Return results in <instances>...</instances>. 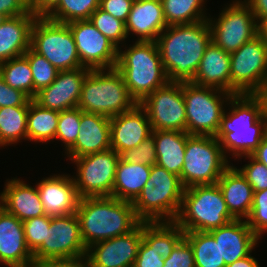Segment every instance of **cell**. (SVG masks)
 Segmentation results:
<instances>
[{"mask_svg": "<svg viewBox=\"0 0 267 267\" xmlns=\"http://www.w3.org/2000/svg\"><path fill=\"white\" fill-rule=\"evenodd\" d=\"M210 42L208 20L167 26L156 43L169 82H191Z\"/></svg>", "mask_w": 267, "mask_h": 267, "instance_id": "cell-1", "label": "cell"}, {"mask_svg": "<svg viewBox=\"0 0 267 267\" xmlns=\"http://www.w3.org/2000/svg\"><path fill=\"white\" fill-rule=\"evenodd\" d=\"M227 105L215 137L227 158L229 152L236 159L251 155L267 135L261 105L252 94L233 95Z\"/></svg>", "mask_w": 267, "mask_h": 267, "instance_id": "cell-2", "label": "cell"}, {"mask_svg": "<svg viewBox=\"0 0 267 267\" xmlns=\"http://www.w3.org/2000/svg\"><path fill=\"white\" fill-rule=\"evenodd\" d=\"M76 214L87 248L99 241L128 234L142 222L132 202L112 196L82 197Z\"/></svg>", "mask_w": 267, "mask_h": 267, "instance_id": "cell-3", "label": "cell"}, {"mask_svg": "<svg viewBox=\"0 0 267 267\" xmlns=\"http://www.w3.org/2000/svg\"><path fill=\"white\" fill-rule=\"evenodd\" d=\"M124 51L118 49L116 69L122 74L130 96L141 103L169 80L156 41H135Z\"/></svg>", "mask_w": 267, "mask_h": 267, "instance_id": "cell-4", "label": "cell"}, {"mask_svg": "<svg viewBox=\"0 0 267 267\" xmlns=\"http://www.w3.org/2000/svg\"><path fill=\"white\" fill-rule=\"evenodd\" d=\"M184 189L179 176L153 165L149 180L132 202L136 216L142 222L175 221Z\"/></svg>", "mask_w": 267, "mask_h": 267, "instance_id": "cell-5", "label": "cell"}, {"mask_svg": "<svg viewBox=\"0 0 267 267\" xmlns=\"http://www.w3.org/2000/svg\"><path fill=\"white\" fill-rule=\"evenodd\" d=\"M136 104L122 74L116 68H111L89 70L82 84L77 107L85 113L111 118L131 110Z\"/></svg>", "mask_w": 267, "mask_h": 267, "instance_id": "cell-6", "label": "cell"}, {"mask_svg": "<svg viewBox=\"0 0 267 267\" xmlns=\"http://www.w3.org/2000/svg\"><path fill=\"white\" fill-rule=\"evenodd\" d=\"M235 220L226 206L217 183L194 185L184 189L175 222L184 230L210 231Z\"/></svg>", "mask_w": 267, "mask_h": 267, "instance_id": "cell-7", "label": "cell"}, {"mask_svg": "<svg viewBox=\"0 0 267 267\" xmlns=\"http://www.w3.org/2000/svg\"><path fill=\"white\" fill-rule=\"evenodd\" d=\"M215 136L189 135L180 180L184 188L215 184L231 165Z\"/></svg>", "mask_w": 267, "mask_h": 267, "instance_id": "cell-8", "label": "cell"}, {"mask_svg": "<svg viewBox=\"0 0 267 267\" xmlns=\"http://www.w3.org/2000/svg\"><path fill=\"white\" fill-rule=\"evenodd\" d=\"M232 96L221 89L183 82L186 133L216 136L225 111V102L228 103Z\"/></svg>", "mask_w": 267, "mask_h": 267, "instance_id": "cell-9", "label": "cell"}, {"mask_svg": "<svg viewBox=\"0 0 267 267\" xmlns=\"http://www.w3.org/2000/svg\"><path fill=\"white\" fill-rule=\"evenodd\" d=\"M30 47L59 71L82 67L68 24L37 17L31 28Z\"/></svg>", "mask_w": 267, "mask_h": 267, "instance_id": "cell-10", "label": "cell"}, {"mask_svg": "<svg viewBox=\"0 0 267 267\" xmlns=\"http://www.w3.org/2000/svg\"><path fill=\"white\" fill-rule=\"evenodd\" d=\"M218 19L208 18L211 41L227 53H233L258 35V23L251 8L235 0L221 10Z\"/></svg>", "mask_w": 267, "mask_h": 267, "instance_id": "cell-11", "label": "cell"}, {"mask_svg": "<svg viewBox=\"0 0 267 267\" xmlns=\"http://www.w3.org/2000/svg\"><path fill=\"white\" fill-rule=\"evenodd\" d=\"M119 159L120 155L114 149L72 159L77 166L73 179L79 197H113Z\"/></svg>", "mask_w": 267, "mask_h": 267, "instance_id": "cell-12", "label": "cell"}, {"mask_svg": "<svg viewBox=\"0 0 267 267\" xmlns=\"http://www.w3.org/2000/svg\"><path fill=\"white\" fill-rule=\"evenodd\" d=\"M88 248L81 236L80 222L76 213L51 217L46 239L33 252L35 264L86 256Z\"/></svg>", "mask_w": 267, "mask_h": 267, "instance_id": "cell-13", "label": "cell"}, {"mask_svg": "<svg viewBox=\"0 0 267 267\" xmlns=\"http://www.w3.org/2000/svg\"><path fill=\"white\" fill-rule=\"evenodd\" d=\"M267 76V44L257 35L230 54L231 94H253Z\"/></svg>", "mask_w": 267, "mask_h": 267, "instance_id": "cell-14", "label": "cell"}, {"mask_svg": "<svg viewBox=\"0 0 267 267\" xmlns=\"http://www.w3.org/2000/svg\"><path fill=\"white\" fill-rule=\"evenodd\" d=\"M139 104L147 112L152 131L186 132L183 82H168Z\"/></svg>", "mask_w": 267, "mask_h": 267, "instance_id": "cell-15", "label": "cell"}, {"mask_svg": "<svg viewBox=\"0 0 267 267\" xmlns=\"http://www.w3.org/2000/svg\"><path fill=\"white\" fill-rule=\"evenodd\" d=\"M82 67L89 70L116 68L118 48L90 20L68 23Z\"/></svg>", "mask_w": 267, "mask_h": 267, "instance_id": "cell-16", "label": "cell"}, {"mask_svg": "<svg viewBox=\"0 0 267 267\" xmlns=\"http://www.w3.org/2000/svg\"><path fill=\"white\" fill-rule=\"evenodd\" d=\"M142 241V222L131 232L88 247L90 267H133Z\"/></svg>", "mask_w": 267, "mask_h": 267, "instance_id": "cell-17", "label": "cell"}, {"mask_svg": "<svg viewBox=\"0 0 267 267\" xmlns=\"http://www.w3.org/2000/svg\"><path fill=\"white\" fill-rule=\"evenodd\" d=\"M88 72L85 67L59 71L55 80L39 90L33 100L41 107L59 112L77 108Z\"/></svg>", "mask_w": 267, "mask_h": 267, "instance_id": "cell-18", "label": "cell"}, {"mask_svg": "<svg viewBox=\"0 0 267 267\" xmlns=\"http://www.w3.org/2000/svg\"><path fill=\"white\" fill-rule=\"evenodd\" d=\"M111 149L119 155L137 147L151 136L152 128L147 112L136 104L131 110L110 118Z\"/></svg>", "mask_w": 267, "mask_h": 267, "instance_id": "cell-19", "label": "cell"}, {"mask_svg": "<svg viewBox=\"0 0 267 267\" xmlns=\"http://www.w3.org/2000/svg\"><path fill=\"white\" fill-rule=\"evenodd\" d=\"M34 267L33 253L25 241L23 222L0 206V264Z\"/></svg>", "mask_w": 267, "mask_h": 267, "instance_id": "cell-20", "label": "cell"}, {"mask_svg": "<svg viewBox=\"0 0 267 267\" xmlns=\"http://www.w3.org/2000/svg\"><path fill=\"white\" fill-rule=\"evenodd\" d=\"M44 212L50 217L76 213L80 197L73 177L51 175L37 183Z\"/></svg>", "mask_w": 267, "mask_h": 267, "instance_id": "cell-21", "label": "cell"}, {"mask_svg": "<svg viewBox=\"0 0 267 267\" xmlns=\"http://www.w3.org/2000/svg\"><path fill=\"white\" fill-rule=\"evenodd\" d=\"M111 149L110 118L81 110L76 142L65 152L71 160Z\"/></svg>", "mask_w": 267, "mask_h": 267, "instance_id": "cell-22", "label": "cell"}, {"mask_svg": "<svg viewBox=\"0 0 267 267\" xmlns=\"http://www.w3.org/2000/svg\"><path fill=\"white\" fill-rule=\"evenodd\" d=\"M208 232L219 243L220 257L225 265L248 256L259 240L245 219H235Z\"/></svg>", "mask_w": 267, "mask_h": 267, "instance_id": "cell-23", "label": "cell"}, {"mask_svg": "<svg viewBox=\"0 0 267 267\" xmlns=\"http://www.w3.org/2000/svg\"><path fill=\"white\" fill-rule=\"evenodd\" d=\"M167 27L161 0H134L125 22L127 36L136 34L137 41H156Z\"/></svg>", "mask_w": 267, "mask_h": 267, "instance_id": "cell-24", "label": "cell"}, {"mask_svg": "<svg viewBox=\"0 0 267 267\" xmlns=\"http://www.w3.org/2000/svg\"><path fill=\"white\" fill-rule=\"evenodd\" d=\"M0 206L20 221L45 215L37 186H31L20 178L7 180L0 193Z\"/></svg>", "mask_w": 267, "mask_h": 267, "instance_id": "cell-25", "label": "cell"}, {"mask_svg": "<svg viewBox=\"0 0 267 267\" xmlns=\"http://www.w3.org/2000/svg\"><path fill=\"white\" fill-rule=\"evenodd\" d=\"M191 83L214 87L231 94L230 53L211 41Z\"/></svg>", "mask_w": 267, "mask_h": 267, "instance_id": "cell-26", "label": "cell"}, {"mask_svg": "<svg viewBox=\"0 0 267 267\" xmlns=\"http://www.w3.org/2000/svg\"><path fill=\"white\" fill-rule=\"evenodd\" d=\"M217 184L230 214L235 219H247L252 209L254 191L240 171L230 165Z\"/></svg>", "mask_w": 267, "mask_h": 267, "instance_id": "cell-27", "label": "cell"}, {"mask_svg": "<svg viewBox=\"0 0 267 267\" xmlns=\"http://www.w3.org/2000/svg\"><path fill=\"white\" fill-rule=\"evenodd\" d=\"M37 17L26 14L7 17L0 25V63L23 56L30 48L31 28Z\"/></svg>", "mask_w": 267, "mask_h": 267, "instance_id": "cell-28", "label": "cell"}, {"mask_svg": "<svg viewBox=\"0 0 267 267\" xmlns=\"http://www.w3.org/2000/svg\"><path fill=\"white\" fill-rule=\"evenodd\" d=\"M157 162L160 167L180 177L185 160L187 133L181 131H152Z\"/></svg>", "mask_w": 267, "mask_h": 267, "instance_id": "cell-29", "label": "cell"}, {"mask_svg": "<svg viewBox=\"0 0 267 267\" xmlns=\"http://www.w3.org/2000/svg\"><path fill=\"white\" fill-rule=\"evenodd\" d=\"M151 166L119 159L116 167L113 197L133 202L149 180Z\"/></svg>", "mask_w": 267, "mask_h": 267, "instance_id": "cell-30", "label": "cell"}, {"mask_svg": "<svg viewBox=\"0 0 267 267\" xmlns=\"http://www.w3.org/2000/svg\"><path fill=\"white\" fill-rule=\"evenodd\" d=\"M184 230L175 221L142 222V240L166 259L184 238Z\"/></svg>", "mask_w": 267, "mask_h": 267, "instance_id": "cell-31", "label": "cell"}, {"mask_svg": "<svg viewBox=\"0 0 267 267\" xmlns=\"http://www.w3.org/2000/svg\"><path fill=\"white\" fill-rule=\"evenodd\" d=\"M58 119L59 111L41 107L31 99L27 114V140L40 143L54 140Z\"/></svg>", "mask_w": 267, "mask_h": 267, "instance_id": "cell-32", "label": "cell"}, {"mask_svg": "<svg viewBox=\"0 0 267 267\" xmlns=\"http://www.w3.org/2000/svg\"><path fill=\"white\" fill-rule=\"evenodd\" d=\"M28 106L0 108V147L27 140Z\"/></svg>", "mask_w": 267, "mask_h": 267, "instance_id": "cell-33", "label": "cell"}, {"mask_svg": "<svg viewBox=\"0 0 267 267\" xmlns=\"http://www.w3.org/2000/svg\"><path fill=\"white\" fill-rule=\"evenodd\" d=\"M184 238L192 247L196 267H226L220 257L219 243L208 231L185 232Z\"/></svg>", "mask_w": 267, "mask_h": 267, "instance_id": "cell-34", "label": "cell"}, {"mask_svg": "<svg viewBox=\"0 0 267 267\" xmlns=\"http://www.w3.org/2000/svg\"><path fill=\"white\" fill-rule=\"evenodd\" d=\"M167 26L192 24L207 20L205 0H161ZM205 13V14H204Z\"/></svg>", "mask_w": 267, "mask_h": 267, "instance_id": "cell-35", "label": "cell"}, {"mask_svg": "<svg viewBox=\"0 0 267 267\" xmlns=\"http://www.w3.org/2000/svg\"><path fill=\"white\" fill-rule=\"evenodd\" d=\"M0 74L9 86L24 92L30 99L34 98L33 75L24 56L0 63Z\"/></svg>", "mask_w": 267, "mask_h": 267, "instance_id": "cell-36", "label": "cell"}, {"mask_svg": "<svg viewBox=\"0 0 267 267\" xmlns=\"http://www.w3.org/2000/svg\"><path fill=\"white\" fill-rule=\"evenodd\" d=\"M100 6V0H61L59 5L46 17L58 23L89 20Z\"/></svg>", "mask_w": 267, "mask_h": 267, "instance_id": "cell-37", "label": "cell"}, {"mask_svg": "<svg viewBox=\"0 0 267 267\" xmlns=\"http://www.w3.org/2000/svg\"><path fill=\"white\" fill-rule=\"evenodd\" d=\"M28 60L33 75L34 97L44 87L49 86L57 77L59 70L44 56L35 52L31 47L23 54Z\"/></svg>", "mask_w": 267, "mask_h": 267, "instance_id": "cell-38", "label": "cell"}, {"mask_svg": "<svg viewBox=\"0 0 267 267\" xmlns=\"http://www.w3.org/2000/svg\"><path fill=\"white\" fill-rule=\"evenodd\" d=\"M89 20L118 49L120 48V42H125V39L128 37L125 23L100 8H97L91 14Z\"/></svg>", "mask_w": 267, "mask_h": 267, "instance_id": "cell-39", "label": "cell"}, {"mask_svg": "<svg viewBox=\"0 0 267 267\" xmlns=\"http://www.w3.org/2000/svg\"><path fill=\"white\" fill-rule=\"evenodd\" d=\"M81 109L74 108L59 112L55 140L60 139L67 151L75 142L80 130Z\"/></svg>", "mask_w": 267, "mask_h": 267, "instance_id": "cell-40", "label": "cell"}, {"mask_svg": "<svg viewBox=\"0 0 267 267\" xmlns=\"http://www.w3.org/2000/svg\"><path fill=\"white\" fill-rule=\"evenodd\" d=\"M246 221L259 239L267 232V189L254 192L252 209Z\"/></svg>", "mask_w": 267, "mask_h": 267, "instance_id": "cell-41", "label": "cell"}, {"mask_svg": "<svg viewBox=\"0 0 267 267\" xmlns=\"http://www.w3.org/2000/svg\"><path fill=\"white\" fill-rule=\"evenodd\" d=\"M50 222L51 217L47 214L23 221L25 241L32 253L46 239L47 229H49Z\"/></svg>", "mask_w": 267, "mask_h": 267, "instance_id": "cell-42", "label": "cell"}, {"mask_svg": "<svg viewBox=\"0 0 267 267\" xmlns=\"http://www.w3.org/2000/svg\"><path fill=\"white\" fill-rule=\"evenodd\" d=\"M120 158L127 162L139 163L143 165L153 166L156 165L157 156L154 138L151 135L137 147L124 151Z\"/></svg>", "mask_w": 267, "mask_h": 267, "instance_id": "cell-43", "label": "cell"}, {"mask_svg": "<svg viewBox=\"0 0 267 267\" xmlns=\"http://www.w3.org/2000/svg\"><path fill=\"white\" fill-rule=\"evenodd\" d=\"M250 160L248 164H245L238 168L240 173L245 177L248 183L253 188V191H262L267 189V167L261 162L254 159L251 155L243 156Z\"/></svg>", "mask_w": 267, "mask_h": 267, "instance_id": "cell-44", "label": "cell"}, {"mask_svg": "<svg viewBox=\"0 0 267 267\" xmlns=\"http://www.w3.org/2000/svg\"><path fill=\"white\" fill-rule=\"evenodd\" d=\"M163 267H196L194 254L190 243L183 238L164 259Z\"/></svg>", "mask_w": 267, "mask_h": 267, "instance_id": "cell-45", "label": "cell"}, {"mask_svg": "<svg viewBox=\"0 0 267 267\" xmlns=\"http://www.w3.org/2000/svg\"><path fill=\"white\" fill-rule=\"evenodd\" d=\"M31 99L22 91L9 86L0 74V108L5 106H29Z\"/></svg>", "mask_w": 267, "mask_h": 267, "instance_id": "cell-46", "label": "cell"}, {"mask_svg": "<svg viewBox=\"0 0 267 267\" xmlns=\"http://www.w3.org/2000/svg\"><path fill=\"white\" fill-rule=\"evenodd\" d=\"M164 259L158 254L154 247H150L141 241L137 257L133 267H163Z\"/></svg>", "mask_w": 267, "mask_h": 267, "instance_id": "cell-47", "label": "cell"}, {"mask_svg": "<svg viewBox=\"0 0 267 267\" xmlns=\"http://www.w3.org/2000/svg\"><path fill=\"white\" fill-rule=\"evenodd\" d=\"M134 0H100L99 8L115 18L127 21Z\"/></svg>", "mask_w": 267, "mask_h": 267, "instance_id": "cell-48", "label": "cell"}, {"mask_svg": "<svg viewBox=\"0 0 267 267\" xmlns=\"http://www.w3.org/2000/svg\"><path fill=\"white\" fill-rule=\"evenodd\" d=\"M29 7L22 0H0V13L7 17L26 14Z\"/></svg>", "mask_w": 267, "mask_h": 267, "instance_id": "cell-49", "label": "cell"}, {"mask_svg": "<svg viewBox=\"0 0 267 267\" xmlns=\"http://www.w3.org/2000/svg\"><path fill=\"white\" fill-rule=\"evenodd\" d=\"M34 267H90V264L87 256H81L71 259L44 261L35 264Z\"/></svg>", "mask_w": 267, "mask_h": 267, "instance_id": "cell-50", "label": "cell"}, {"mask_svg": "<svg viewBox=\"0 0 267 267\" xmlns=\"http://www.w3.org/2000/svg\"><path fill=\"white\" fill-rule=\"evenodd\" d=\"M61 0H35L29 10L36 17H47L60 3Z\"/></svg>", "mask_w": 267, "mask_h": 267, "instance_id": "cell-51", "label": "cell"}, {"mask_svg": "<svg viewBox=\"0 0 267 267\" xmlns=\"http://www.w3.org/2000/svg\"><path fill=\"white\" fill-rule=\"evenodd\" d=\"M254 13L257 23L267 19V0H243Z\"/></svg>", "mask_w": 267, "mask_h": 267, "instance_id": "cell-52", "label": "cell"}, {"mask_svg": "<svg viewBox=\"0 0 267 267\" xmlns=\"http://www.w3.org/2000/svg\"><path fill=\"white\" fill-rule=\"evenodd\" d=\"M252 95L259 101L262 115L267 120V76Z\"/></svg>", "mask_w": 267, "mask_h": 267, "instance_id": "cell-53", "label": "cell"}, {"mask_svg": "<svg viewBox=\"0 0 267 267\" xmlns=\"http://www.w3.org/2000/svg\"><path fill=\"white\" fill-rule=\"evenodd\" d=\"M251 156L267 167V135L261 140L258 148L251 154Z\"/></svg>", "mask_w": 267, "mask_h": 267, "instance_id": "cell-54", "label": "cell"}, {"mask_svg": "<svg viewBox=\"0 0 267 267\" xmlns=\"http://www.w3.org/2000/svg\"><path fill=\"white\" fill-rule=\"evenodd\" d=\"M226 267H260L258 261L256 258L251 256V253L239 260H236L235 262L226 265Z\"/></svg>", "mask_w": 267, "mask_h": 267, "instance_id": "cell-55", "label": "cell"}, {"mask_svg": "<svg viewBox=\"0 0 267 267\" xmlns=\"http://www.w3.org/2000/svg\"><path fill=\"white\" fill-rule=\"evenodd\" d=\"M258 36L267 44V19L258 22Z\"/></svg>", "mask_w": 267, "mask_h": 267, "instance_id": "cell-56", "label": "cell"}, {"mask_svg": "<svg viewBox=\"0 0 267 267\" xmlns=\"http://www.w3.org/2000/svg\"><path fill=\"white\" fill-rule=\"evenodd\" d=\"M28 7H30L34 2L35 0H22Z\"/></svg>", "mask_w": 267, "mask_h": 267, "instance_id": "cell-57", "label": "cell"}, {"mask_svg": "<svg viewBox=\"0 0 267 267\" xmlns=\"http://www.w3.org/2000/svg\"><path fill=\"white\" fill-rule=\"evenodd\" d=\"M7 16L0 13V25L6 20Z\"/></svg>", "mask_w": 267, "mask_h": 267, "instance_id": "cell-58", "label": "cell"}]
</instances>
